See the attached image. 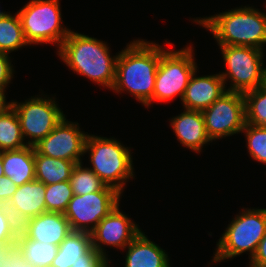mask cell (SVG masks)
Here are the masks:
<instances>
[{
    "instance_id": "obj_1",
    "label": "cell",
    "mask_w": 266,
    "mask_h": 267,
    "mask_svg": "<svg viewBox=\"0 0 266 267\" xmlns=\"http://www.w3.org/2000/svg\"><path fill=\"white\" fill-rule=\"evenodd\" d=\"M166 50L158 43L143 39L133 40L118 52L115 83L111 90L129 92L144 106H151L157 67Z\"/></svg>"
},
{
    "instance_id": "obj_2",
    "label": "cell",
    "mask_w": 266,
    "mask_h": 267,
    "mask_svg": "<svg viewBox=\"0 0 266 267\" xmlns=\"http://www.w3.org/2000/svg\"><path fill=\"white\" fill-rule=\"evenodd\" d=\"M109 48L105 41L71 30L57 55L74 73L111 90L118 53L112 57Z\"/></svg>"
},
{
    "instance_id": "obj_3",
    "label": "cell",
    "mask_w": 266,
    "mask_h": 267,
    "mask_svg": "<svg viewBox=\"0 0 266 267\" xmlns=\"http://www.w3.org/2000/svg\"><path fill=\"white\" fill-rule=\"evenodd\" d=\"M193 20L213 34L218 46H250L263 50L266 44V13L254 6H241Z\"/></svg>"
},
{
    "instance_id": "obj_4",
    "label": "cell",
    "mask_w": 266,
    "mask_h": 267,
    "mask_svg": "<svg viewBox=\"0 0 266 267\" xmlns=\"http://www.w3.org/2000/svg\"><path fill=\"white\" fill-rule=\"evenodd\" d=\"M88 152L90 168L105 184L120 194L126 182L134 178L131 148L125 147L115 138L88 134L84 154Z\"/></svg>"
},
{
    "instance_id": "obj_5",
    "label": "cell",
    "mask_w": 266,
    "mask_h": 267,
    "mask_svg": "<svg viewBox=\"0 0 266 267\" xmlns=\"http://www.w3.org/2000/svg\"><path fill=\"white\" fill-rule=\"evenodd\" d=\"M266 234V209H242L228 224L217 242L212 262H222L249 252L255 255L259 242Z\"/></svg>"
},
{
    "instance_id": "obj_6",
    "label": "cell",
    "mask_w": 266,
    "mask_h": 267,
    "mask_svg": "<svg viewBox=\"0 0 266 267\" xmlns=\"http://www.w3.org/2000/svg\"><path fill=\"white\" fill-rule=\"evenodd\" d=\"M17 13L29 45L57 44L59 50L71 31L61 23L59 0H30Z\"/></svg>"
},
{
    "instance_id": "obj_7",
    "label": "cell",
    "mask_w": 266,
    "mask_h": 267,
    "mask_svg": "<svg viewBox=\"0 0 266 267\" xmlns=\"http://www.w3.org/2000/svg\"><path fill=\"white\" fill-rule=\"evenodd\" d=\"M226 71L219 73L227 91L246 93L265 84L264 50L250 46H219ZM227 81V82H226Z\"/></svg>"
},
{
    "instance_id": "obj_8",
    "label": "cell",
    "mask_w": 266,
    "mask_h": 267,
    "mask_svg": "<svg viewBox=\"0 0 266 267\" xmlns=\"http://www.w3.org/2000/svg\"><path fill=\"white\" fill-rule=\"evenodd\" d=\"M192 45L179 50H166L160 57L152 102H167L175 97L182 101L190 77L197 70Z\"/></svg>"
},
{
    "instance_id": "obj_9",
    "label": "cell",
    "mask_w": 266,
    "mask_h": 267,
    "mask_svg": "<svg viewBox=\"0 0 266 267\" xmlns=\"http://www.w3.org/2000/svg\"><path fill=\"white\" fill-rule=\"evenodd\" d=\"M42 96H31L21 103L13 100L8 102L16 111L23 139L28 146H34L44 139L65 117L54 97Z\"/></svg>"
},
{
    "instance_id": "obj_10",
    "label": "cell",
    "mask_w": 266,
    "mask_h": 267,
    "mask_svg": "<svg viewBox=\"0 0 266 267\" xmlns=\"http://www.w3.org/2000/svg\"><path fill=\"white\" fill-rule=\"evenodd\" d=\"M202 114L211 141L239 134L246 124L244 95L227 91Z\"/></svg>"
},
{
    "instance_id": "obj_11",
    "label": "cell",
    "mask_w": 266,
    "mask_h": 267,
    "mask_svg": "<svg viewBox=\"0 0 266 267\" xmlns=\"http://www.w3.org/2000/svg\"><path fill=\"white\" fill-rule=\"evenodd\" d=\"M117 190H100L87 195H73L64 216L72 231L90 233L118 204Z\"/></svg>"
},
{
    "instance_id": "obj_12",
    "label": "cell",
    "mask_w": 266,
    "mask_h": 267,
    "mask_svg": "<svg viewBox=\"0 0 266 267\" xmlns=\"http://www.w3.org/2000/svg\"><path fill=\"white\" fill-rule=\"evenodd\" d=\"M88 133L81 131L79 123L66 120L60 123L34 149L37 153L47 157L59 158L81 163L84 155Z\"/></svg>"
},
{
    "instance_id": "obj_13",
    "label": "cell",
    "mask_w": 266,
    "mask_h": 267,
    "mask_svg": "<svg viewBox=\"0 0 266 267\" xmlns=\"http://www.w3.org/2000/svg\"><path fill=\"white\" fill-rule=\"evenodd\" d=\"M118 204L99 224L90 232L91 246L104 257L108 258L106 246L124 249L141 232L134 221L124 214ZM103 246V247H102Z\"/></svg>"
},
{
    "instance_id": "obj_14",
    "label": "cell",
    "mask_w": 266,
    "mask_h": 267,
    "mask_svg": "<svg viewBox=\"0 0 266 267\" xmlns=\"http://www.w3.org/2000/svg\"><path fill=\"white\" fill-rule=\"evenodd\" d=\"M20 231L28 239L59 246L72 229L64 213L45 212L26 220Z\"/></svg>"
},
{
    "instance_id": "obj_15",
    "label": "cell",
    "mask_w": 266,
    "mask_h": 267,
    "mask_svg": "<svg viewBox=\"0 0 266 267\" xmlns=\"http://www.w3.org/2000/svg\"><path fill=\"white\" fill-rule=\"evenodd\" d=\"M198 69L190 77L184 97L183 109L203 111L227 92L224 80L218 73L196 76Z\"/></svg>"
},
{
    "instance_id": "obj_16",
    "label": "cell",
    "mask_w": 266,
    "mask_h": 267,
    "mask_svg": "<svg viewBox=\"0 0 266 267\" xmlns=\"http://www.w3.org/2000/svg\"><path fill=\"white\" fill-rule=\"evenodd\" d=\"M45 193L46 185L36 179L18 186L6 206L19 225L46 212Z\"/></svg>"
},
{
    "instance_id": "obj_17",
    "label": "cell",
    "mask_w": 266,
    "mask_h": 267,
    "mask_svg": "<svg viewBox=\"0 0 266 267\" xmlns=\"http://www.w3.org/2000/svg\"><path fill=\"white\" fill-rule=\"evenodd\" d=\"M171 128L180 144L188 149L200 153L204 145L211 139L205 129L202 111L187 110L171 118Z\"/></svg>"
},
{
    "instance_id": "obj_18",
    "label": "cell",
    "mask_w": 266,
    "mask_h": 267,
    "mask_svg": "<svg viewBox=\"0 0 266 267\" xmlns=\"http://www.w3.org/2000/svg\"><path fill=\"white\" fill-rule=\"evenodd\" d=\"M126 248L125 267H171L167 252L142 231Z\"/></svg>"
},
{
    "instance_id": "obj_19",
    "label": "cell",
    "mask_w": 266,
    "mask_h": 267,
    "mask_svg": "<svg viewBox=\"0 0 266 267\" xmlns=\"http://www.w3.org/2000/svg\"><path fill=\"white\" fill-rule=\"evenodd\" d=\"M4 176L16 185L21 186L35 179L34 146L18 150L0 151Z\"/></svg>"
},
{
    "instance_id": "obj_20",
    "label": "cell",
    "mask_w": 266,
    "mask_h": 267,
    "mask_svg": "<svg viewBox=\"0 0 266 267\" xmlns=\"http://www.w3.org/2000/svg\"><path fill=\"white\" fill-rule=\"evenodd\" d=\"M35 179L45 185L70 181L71 173L76 165L73 161L47 157L34 149Z\"/></svg>"
},
{
    "instance_id": "obj_21",
    "label": "cell",
    "mask_w": 266,
    "mask_h": 267,
    "mask_svg": "<svg viewBox=\"0 0 266 267\" xmlns=\"http://www.w3.org/2000/svg\"><path fill=\"white\" fill-rule=\"evenodd\" d=\"M26 146L16 111L5 102L0 107V151L18 150Z\"/></svg>"
},
{
    "instance_id": "obj_22",
    "label": "cell",
    "mask_w": 266,
    "mask_h": 267,
    "mask_svg": "<svg viewBox=\"0 0 266 267\" xmlns=\"http://www.w3.org/2000/svg\"><path fill=\"white\" fill-rule=\"evenodd\" d=\"M91 247L90 233L72 231L58 246L51 267H72L74 262Z\"/></svg>"
},
{
    "instance_id": "obj_23",
    "label": "cell",
    "mask_w": 266,
    "mask_h": 267,
    "mask_svg": "<svg viewBox=\"0 0 266 267\" xmlns=\"http://www.w3.org/2000/svg\"><path fill=\"white\" fill-rule=\"evenodd\" d=\"M15 248L27 262L36 267H51L58 252V246L28 239L21 231L18 233Z\"/></svg>"
},
{
    "instance_id": "obj_24",
    "label": "cell",
    "mask_w": 266,
    "mask_h": 267,
    "mask_svg": "<svg viewBox=\"0 0 266 267\" xmlns=\"http://www.w3.org/2000/svg\"><path fill=\"white\" fill-rule=\"evenodd\" d=\"M29 46L25 40L23 28L18 13L10 12L0 18V52L9 54L19 48Z\"/></svg>"
},
{
    "instance_id": "obj_25",
    "label": "cell",
    "mask_w": 266,
    "mask_h": 267,
    "mask_svg": "<svg viewBox=\"0 0 266 267\" xmlns=\"http://www.w3.org/2000/svg\"><path fill=\"white\" fill-rule=\"evenodd\" d=\"M70 183L73 195H87L100 190H115L106 184L82 162L77 163L71 173Z\"/></svg>"
},
{
    "instance_id": "obj_26",
    "label": "cell",
    "mask_w": 266,
    "mask_h": 267,
    "mask_svg": "<svg viewBox=\"0 0 266 267\" xmlns=\"http://www.w3.org/2000/svg\"><path fill=\"white\" fill-rule=\"evenodd\" d=\"M246 124L266 126V83L243 94Z\"/></svg>"
},
{
    "instance_id": "obj_27",
    "label": "cell",
    "mask_w": 266,
    "mask_h": 267,
    "mask_svg": "<svg viewBox=\"0 0 266 267\" xmlns=\"http://www.w3.org/2000/svg\"><path fill=\"white\" fill-rule=\"evenodd\" d=\"M72 197L73 191L70 181L46 185V212L64 213Z\"/></svg>"
},
{
    "instance_id": "obj_28",
    "label": "cell",
    "mask_w": 266,
    "mask_h": 267,
    "mask_svg": "<svg viewBox=\"0 0 266 267\" xmlns=\"http://www.w3.org/2000/svg\"><path fill=\"white\" fill-rule=\"evenodd\" d=\"M241 133L246 136L248 153L251 158L259 163L266 164V126L245 124Z\"/></svg>"
},
{
    "instance_id": "obj_29",
    "label": "cell",
    "mask_w": 266,
    "mask_h": 267,
    "mask_svg": "<svg viewBox=\"0 0 266 267\" xmlns=\"http://www.w3.org/2000/svg\"><path fill=\"white\" fill-rule=\"evenodd\" d=\"M20 225L15 221L7 206L0 204V244H16Z\"/></svg>"
},
{
    "instance_id": "obj_30",
    "label": "cell",
    "mask_w": 266,
    "mask_h": 267,
    "mask_svg": "<svg viewBox=\"0 0 266 267\" xmlns=\"http://www.w3.org/2000/svg\"><path fill=\"white\" fill-rule=\"evenodd\" d=\"M109 261L102 254L91 247L84 255L80 256L72 267H110Z\"/></svg>"
},
{
    "instance_id": "obj_31",
    "label": "cell",
    "mask_w": 266,
    "mask_h": 267,
    "mask_svg": "<svg viewBox=\"0 0 266 267\" xmlns=\"http://www.w3.org/2000/svg\"><path fill=\"white\" fill-rule=\"evenodd\" d=\"M9 54L0 52V97L6 102V87L13 79V64H11Z\"/></svg>"
},
{
    "instance_id": "obj_32",
    "label": "cell",
    "mask_w": 266,
    "mask_h": 267,
    "mask_svg": "<svg viewBox=\"0 0 266 267\" xmlns=\"http://www.w3.org/2000/svg\"><path fill=\"white\" fill-rule=\"evenodd\" d=\"M17 188L10 178L3 176L0 179V204L7 205Z\"/></svg>"
},
{
    "instance_id": "obj_33",
    "label": "cell",
    "mask_w": 266,
    "mask_h": 267,
    "mask_svg": "<svg viewBox=\"0 0 266 267\" xmlns=\"http://www.w3.org/2000/svg\"><path fill=\"white\" fill-rule=\"evenodd\" d=\"M2 267H36L27 262L20 252L15 248L8 256L4 258Z\"/></svg>"
},
{
    "instance_id": "obj_34",
    "label": "cell",
    "mask_w": 266,
    "mask_h": 267,
    "mask_svg": "<svg viewBox=\"0 0 266 267\" xmlns=\"http://www.w3.org/2000/svg\"><path fill=\"white\" fill-rule=\"evenodd\" d=\"M249 263V267H266V234L259 242L257 251Z\"/></svg>"
},
{
    "instance_id": "obj_35",
    "label": "cell",
    "mask_w": 266,
    "mask_h": 267,
    "mask_svg": "<svg viewBox=\"0 0 266 267\" xmlns=\"http://www.w3.org/2000/svg\"><path fill=\"white\" fill-rule=\"evenodd\" d=\"M15 249V244H0V267H2L4 258Z\"/></svg>"
},
{
    "instance_id": "obj_36",
    "label": "cell",
    "mask_w": 266,
    "mask_h": 267,
    "mask_svg": "<svg viewBox=\"0 0 266 267\" xmlns=\"http://www.w3.org/2000/svg\"><path fill=\"white\" fill-rule=\"evenodd\" d=\"M4 176V168L2 163V156L0 154V179Z\"/></svg>"
},
{
    "instance_id": "obj_37",
    "label": "cell",
    "mask_w": 266,
    "mask_h": 267,
    "mask_svg": "<svg viewBox=\"0 0 266 267\" xmlns=\"http://www.w3.org/2000/svg\"><path fill=\"white\" fill-rule=\"evenodd\" d=\"M7 14H8V12H3L0 10V18L6 16Z\"/></svg>"
},
{
    "instance_id": "obj_38",
    "label": "cell",
    "mask_w": 266,
    "mask_h": 267,
    "mask_svg": "<svg viewBox=\"0 0 266 267\" xmlns=\"http://www.w3.org/2000/svg\"><path fill=\"white\" fill-rule=\"evenodd\" d=\"M5 103V101L0 97V107Z\"/></svg>"
}]
</instances>
